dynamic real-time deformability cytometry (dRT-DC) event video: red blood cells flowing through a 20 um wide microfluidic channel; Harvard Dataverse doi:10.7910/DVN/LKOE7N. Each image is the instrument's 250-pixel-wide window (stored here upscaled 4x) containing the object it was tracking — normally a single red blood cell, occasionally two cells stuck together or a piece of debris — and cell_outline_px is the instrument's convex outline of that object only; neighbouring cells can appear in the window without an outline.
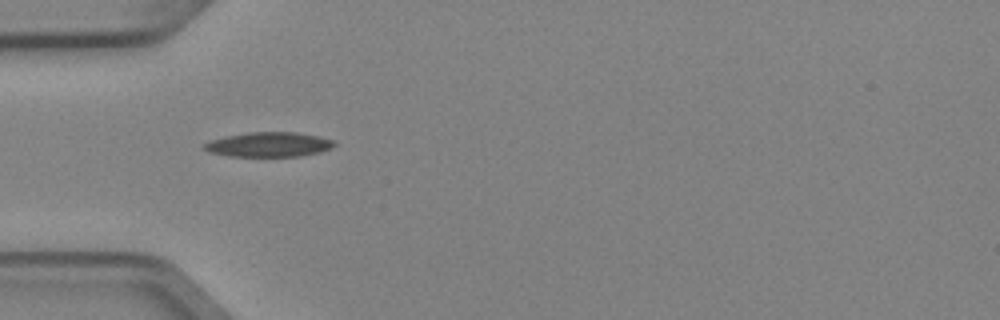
{"species": "Egyptian fruit bat (a non-hibernating species)", "species_latin": "Rousettus aegyptiacus", "temperature_condition": "cold", "stored_images_in_passage": 6, "segment_of_instrument_passage": [2, 2], "camera_frame_rate_fps": 3000, "um_per_image_px": 0.085, "animal": {"sex": "female"}, "frame": {"image": 1, "passage_image": 5, "time_ms": 1.333, "image_size_px": [1000, 320], "cell_outline_px": [[336, 144], [332, 148], [320, 152], [300, 156], [228, 156], [208, 152], [200, 148], [208, 140], [224, 136], [248, 132], [296, 132], [320, 136], [332, 140]], "centroid_in_image_um": [22.8, 12.28], "position_along_channel_um": 62.2, "area_um2": 18.96}}
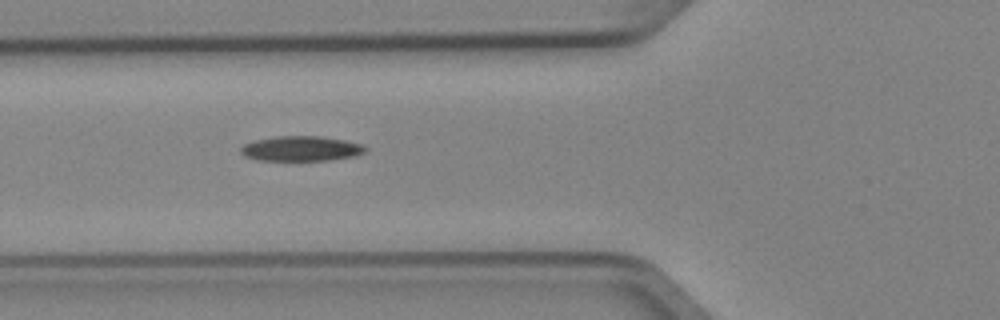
{"frame": {"image": 2, "passage_image": 6, "time_ms": 1.667, "image_size_px": [1000, 320], "cell_outline_px": [[368, 148], [364, 152], [356, 156], [328, 160], [256, 160], [244, 156], [240, 152], [240, 148], [244, 144], [256, 140], [276, 136], [320, 136], [344, 140], [364, 144]], "centroid_in_image_um": [25.61, 12.63], "position_along_channel_um": 100.2, "area_um2": 18.21}}